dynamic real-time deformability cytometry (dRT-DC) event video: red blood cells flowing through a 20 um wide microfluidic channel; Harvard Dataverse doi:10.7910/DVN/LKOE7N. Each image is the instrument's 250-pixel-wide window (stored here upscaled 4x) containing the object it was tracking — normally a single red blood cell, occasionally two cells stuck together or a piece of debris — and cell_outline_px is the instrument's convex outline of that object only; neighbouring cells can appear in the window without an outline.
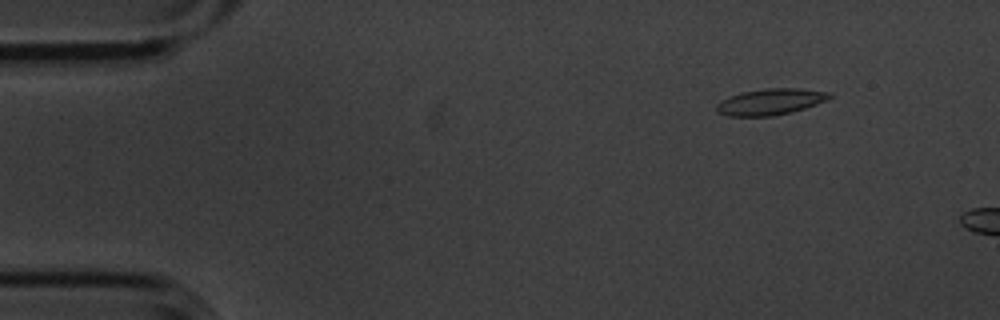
{"species": "common noctule bat (a hibernating species)", "species_latin": "Nyctalus noctula", "temperature_condition": "cold", "stored_images_in_passage": 5, "segment_of_instrument_passage": [2, 2], "camera_frame_rate_fps": 3000, "um_per_image_px": 0.085, "animal": {"sex": "male", "body_mass_g": 20.1, "forearm_length_mm": 53.5}, "frame": {"image": 1, "passage_image": 5, "time_ms": 1.333, "image_size_px": [1000, 320], "cell_outline_px": [[832, 96], [828, 100], [792, 112], [772, 116], [728, 116], [720, 112], [716, 108], [716, 104], [728, 96], [740, 92], [764, 88], [800, 88], [832, 92]], "centroid_in_image_um": [65.51, 8.63], "position_along_channel_um": 19.5, "area_um2": 17.4}}